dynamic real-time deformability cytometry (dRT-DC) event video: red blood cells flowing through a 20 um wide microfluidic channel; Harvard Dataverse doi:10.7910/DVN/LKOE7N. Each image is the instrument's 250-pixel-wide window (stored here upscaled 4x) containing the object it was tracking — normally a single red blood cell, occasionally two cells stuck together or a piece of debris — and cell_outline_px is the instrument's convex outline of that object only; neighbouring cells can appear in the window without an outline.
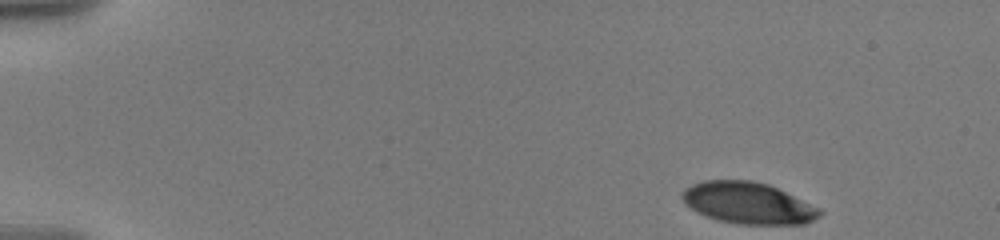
{"species": "human", "species_latin": "Homo sapiens", "temperature_condition": "warm", "stored_images_in_passage": 58, "camera_frame_rate_fps": 3000, "um_per_image_px": 0.085, "donor": {"sex": "male"}, "frame": {"image": 1, "passage_image": 1, "time_ms": 0.0, "image_size_px": [1000, 240], "cell_outline_px": [[824, 212], [820, 216], [804, 224], [736, 224], [720, 220], [696, 212], [680, 196], [680, 192], [684, 188], [692, 184], [704, 180], [752, 180], [768, 184], [820, 208]], "centroid_in_image_um": [63.58, 17.25], "position_along_channel_um": 21.4, "area_um2": 33.18}}
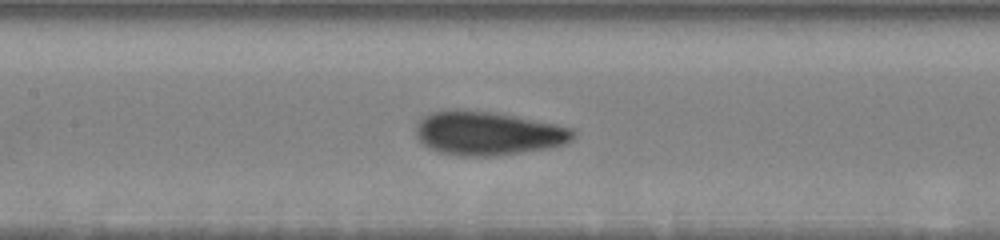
{"frame": {"image": 2, "passage_image": 24, "time_ms": 7.333, "image_size_px": [1000, 240], "cell_outline_px": [[576, 136], [568, 144], [548, 148], [496, 156], [460, 156], [440, 152], [428, 148], [416, 136], [416, 124], [420, 116], [440, 108], [460, 108], [496, 112], [576, 128]], "centroid_in_image_um": [41.46, 11.3], "position_along_channel_um": 165.9, "area_um2": 41.21}}
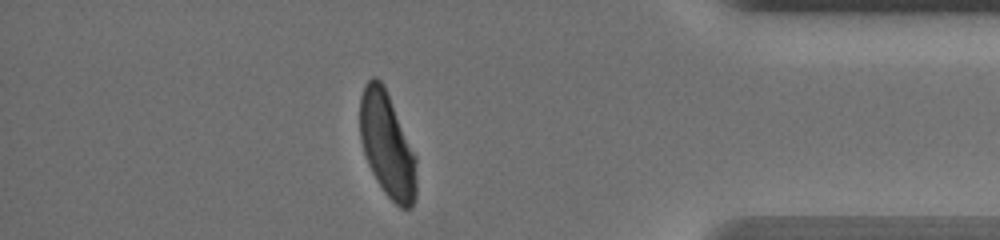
{"frame": {"image": 3, "passage_image": 50, "time_ms": 14.667, "image_size_px": [1000, 240], "cell_outline_px": [[416, 196], [412, 204], [408, 208], [400, 208], [384, 192], [376, 180], [368, 164], [360, 140], [360, 96], [364, 84], [372, 76], [376, 76], [384, 84], [416, 156]], "centroid_in_image_um": [32.89, 12.28], "position_along_channel_um": 402.3, "area_um2": 34.56}, "authors_computed_cell_mechanics": {"area_um2": 37.6567, "velocity_mm_per_s": 3.5782, "shape_relaxation_time_tau1_ms": 3.2497, "shape_relaxation_time_tau2_ms": null, "deformation_change_tau1": 0.174, "deformation_change_tau2": null}}